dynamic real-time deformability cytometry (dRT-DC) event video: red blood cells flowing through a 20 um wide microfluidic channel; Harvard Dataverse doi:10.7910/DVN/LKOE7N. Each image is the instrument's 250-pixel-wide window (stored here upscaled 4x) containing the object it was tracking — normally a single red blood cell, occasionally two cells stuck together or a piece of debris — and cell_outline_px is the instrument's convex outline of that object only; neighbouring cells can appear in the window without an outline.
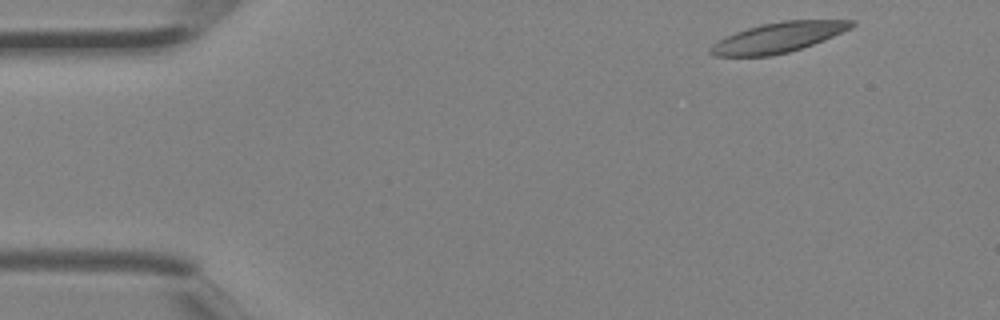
{"species": "Egyptian fruit bat (a non-hibernating species)", "species_latin": "Rousettus aegyptiacus", "temperature_condition": "room temperature", "stored_images_in_passage": 4, "camera_frame_rate_fps": 3000, "um_per_image_px": 0.085, "animal": {"sex": "female"}, "frame": {"image": 1, "passage_image": 1, "time_ms": 0.0, "image_size_px": [1000, 320], "cell_outline_px": [[856, 24], [852, 28], [824, 40], [788, 52], [768, 56], [712, 56], [708, 52], [708, 48], [712, 44], [736, 32], [760, 24], [784, 20], [856, 20]], "centroid_in_image_um": [66.16, 3.18], "position_along_channel_um": 18.8, "area_um2": 24.62}}